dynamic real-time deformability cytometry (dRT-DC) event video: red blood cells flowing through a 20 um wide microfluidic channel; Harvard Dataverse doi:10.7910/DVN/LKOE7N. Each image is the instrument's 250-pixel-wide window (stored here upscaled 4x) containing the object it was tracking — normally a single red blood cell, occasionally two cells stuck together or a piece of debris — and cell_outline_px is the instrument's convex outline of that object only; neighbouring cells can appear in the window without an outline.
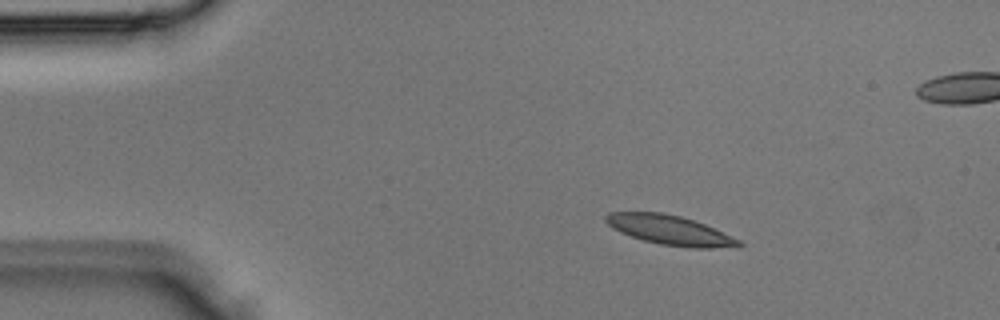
{"species": "Egyptian fruit bat (a non-hibernating species)", "species_latin": "Rousettus aegyptiacus", "temperature_condition": "room temperature", "stored_images_in_passage": 3, "camera_frame_rate_fps": 3000, "um_per_image_px": 0.085, "animal": {"sex": "male"}, "frame": {"image": 1, "passage_image": 1, "time_ms": 0.0, "image_size_px": [1000, 320], "cell_outline_px": [[744, 244], [740, 248], [688, 248], [660, 244], [644, 240], [620, 232], [612, 228], [604, 220], [604, 216], [608, 212], [660, 212], [680, 216], [704, 224], [740, 240]], "centroid_in_image_um": [56.96, 19.57], "position_along_channel_um": 28.0, "area_um2": 22.95}}